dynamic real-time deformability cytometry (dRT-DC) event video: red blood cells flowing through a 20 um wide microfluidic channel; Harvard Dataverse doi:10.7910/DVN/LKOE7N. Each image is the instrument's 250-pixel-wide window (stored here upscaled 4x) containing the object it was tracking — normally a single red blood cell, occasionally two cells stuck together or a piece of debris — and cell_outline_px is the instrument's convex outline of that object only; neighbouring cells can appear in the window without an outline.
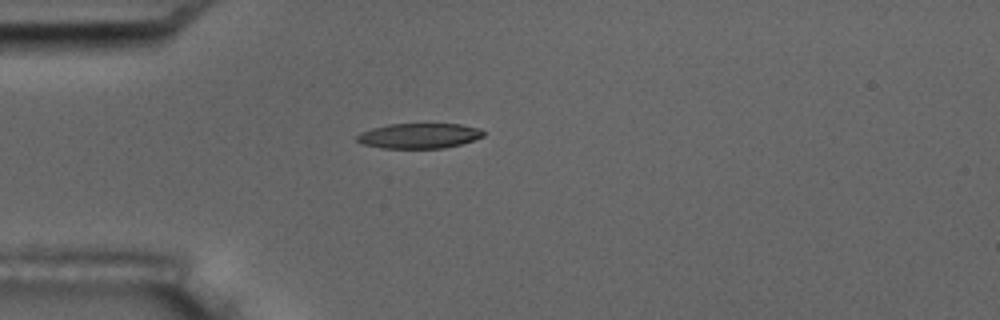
{"species": "common noctule bat (a hibernating species)", "species_latin": "Nyctalus noctula", "temperature_condition": "room temperature", "stored_images_in_passage": 1, "camera_frame_rate_fps": 3000, "um_per_image_px": 0.085, "animal": {"sex": "male", "body_mass_g": 17.5, "forearm_length_mm": 52.3}, "frame": {"image": 1, "passage_image": 1, "time_ms": 0.0, "image_size_px": [1000, 320], "cell_outline_px": [[484, 136], [460, 144], [444, 148], [384, 148], [364, 144], [356, 140], [356, 136], [360, 132], [372, 128], [388, 124], [460, 124], [480, 128], [484, 132]], "centroid_in_image_um": [35.62, 11.53], "position_along_channel_um": 49.4, "area_um2": 18.44}}